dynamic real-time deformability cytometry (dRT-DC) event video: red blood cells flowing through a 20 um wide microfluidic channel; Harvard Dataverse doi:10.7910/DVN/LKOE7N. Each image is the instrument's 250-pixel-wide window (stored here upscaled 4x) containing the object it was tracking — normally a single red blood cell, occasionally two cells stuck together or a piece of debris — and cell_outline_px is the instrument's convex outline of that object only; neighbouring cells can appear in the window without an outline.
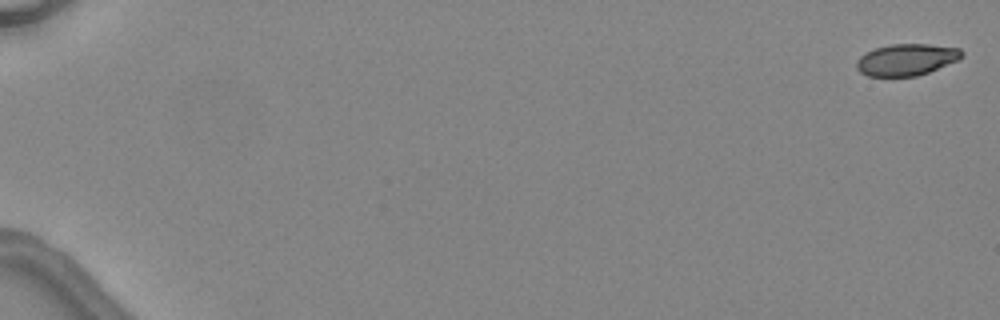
{"species": "common noctule bat (a hibernating species)", "species_latin": "Nyctalus noctula", "temperature_condition": "warm", "stored_images_in_passage": 5, "camera_frame_rate_fps": 3000, "um_per_image_px": 0.085, "animal": {"sex": "female", "body_mass_g": 24.6, "forearm_length_mm": 56.2}, "frame": {"image": 1, "passage_image": 1, "time_ms": 0.0, "image_size_px": [1000, 320], "cell_outline_px": [[964, 56], [960, 60], [928, 72], [916, 76], [868, 76], [860, 72], [856, 68], [856, 60], [864, 52], [876, 48], [892, 44], [928, 44], [960, 48], [964, 52]], "centroid_in_image_um": [77.07, 5.06], "position_along_channel_um": 7.9, "area_um2": 19.59}}
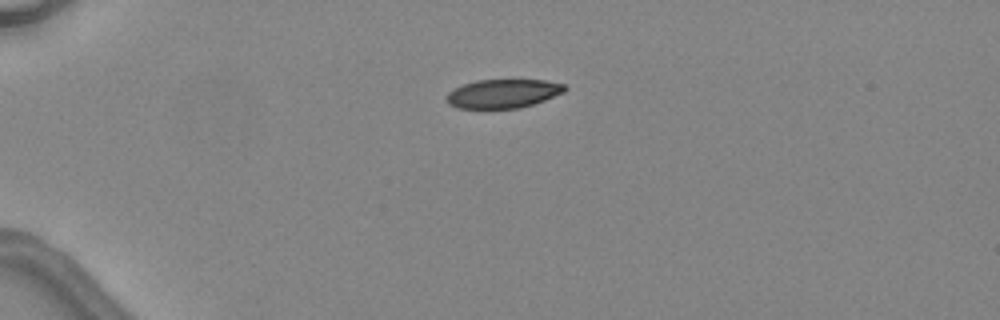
{"frame": {"image": 2, "passage_image": 4, "time_ms": 4.333, "image_size_px": [1000, 320], "cell_outline_px": [[568, 88], [564, 92], [544, 100], [520, 108], [456, 108], [448, 104], [444, 100], [444, 96], [448, 92], [464, 84], [476, 80], [544, 80], [564, 84]], "centroid_in_image_um": [42.72, 7.96], "position_along_channel_um": 42.3, "area_um2": 19.88}}